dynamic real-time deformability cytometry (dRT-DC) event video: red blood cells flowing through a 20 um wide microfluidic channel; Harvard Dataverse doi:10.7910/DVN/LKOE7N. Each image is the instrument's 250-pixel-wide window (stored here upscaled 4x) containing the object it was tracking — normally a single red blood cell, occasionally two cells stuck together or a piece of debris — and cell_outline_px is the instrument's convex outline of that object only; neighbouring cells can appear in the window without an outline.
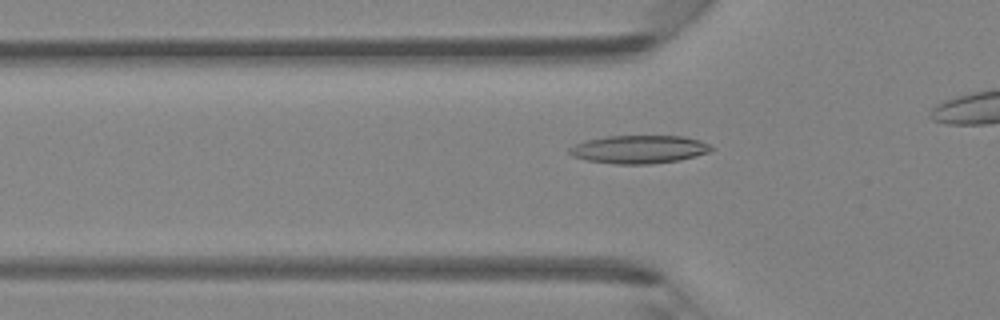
{"species": "Egyptian fruit bat (a non-hibernating species)", "species_latin": "Rousettus aegyptiacus", "temperature_condition": "room temperature", "stored_images_in_passage": 37, "camera_frame_rate_fps": 3000, "um_per_image_px": 0.085, "animal": {"sex": "female"}, "frame": {"image": 1, "passage_image": 15, "time_ms": 4.667, "image_size_px": [1000, 320], "cell_outline_px": [[716, 148], [708, 152], [696, 156], [680, 160], [652, 164], [616, 164], [588, 160], [572, 156], [568, 152], [568, 148], [576, 144], [588, 140], [608, 136], [684, 136], [700, 140]], "centroid_in_image_um": [54.35, 12.7], "position_along_channel_um": 71.4, "area_um2": 23.24}}
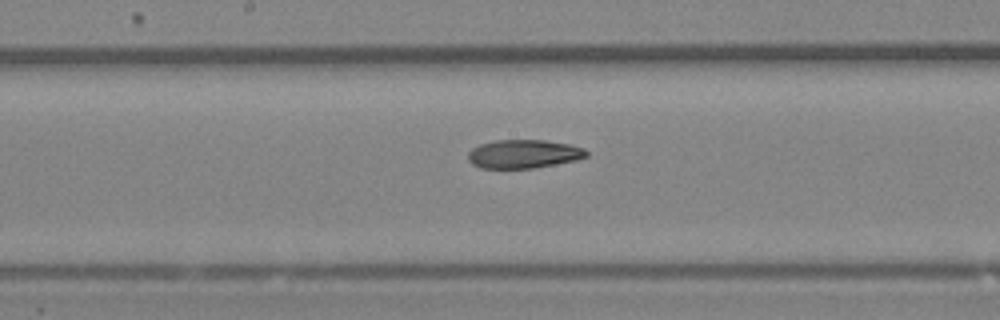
{"frame": {"image": 2, "passage_image": 24, "time_ms": 7.667, "image_size_px": [1000, 320], "cell_outline_px": [[588, 156], [576, 160], [556, 164], [532, 168], [480, 168], [472, 164], [468, 160], [468, 152], [472, 148], [480, 144], [496, 140], [544, 140], [568, 144], [584, 148], [588, 152]], "centroid_in_image_um": [44.5, 13.09], "position_along_channel_um": 203.7, "area_um2": 19.71}}
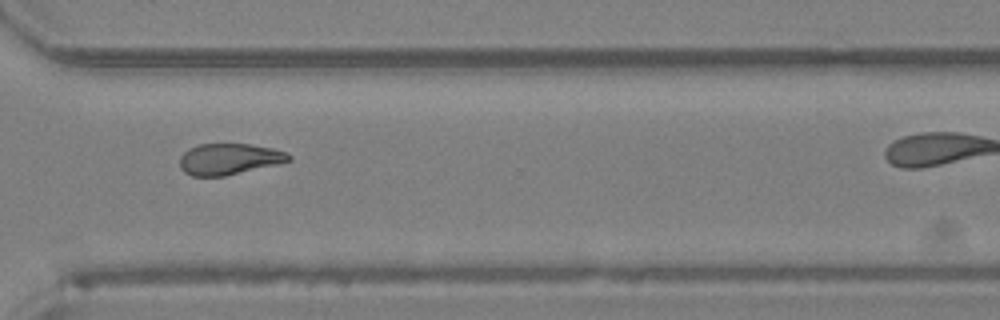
{"frame": {"image": 3, "passage_image": 34, "time_ms": 11.0, "image_size_px": [1000, 320], "cell_outline_px": [[292, 160], [276, 164], [224, 176], [192, 176], [184, 172], [180, 168], [180, 156], [188, 148], [200, 144], [248, 144], [272, 148], [284, 152], [292, 156]], "centroid_in_image_um": [19.44, 13.52], "position_along_channel_um": 351.2, "area_um2": 19.65}}